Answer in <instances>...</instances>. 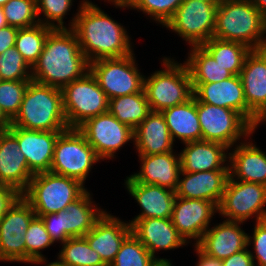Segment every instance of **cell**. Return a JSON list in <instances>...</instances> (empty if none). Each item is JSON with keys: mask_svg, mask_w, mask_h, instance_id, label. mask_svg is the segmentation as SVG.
<instances>
[{"mask_svg": "<svg viewBox=\"0 0 266 266\" xmlns=\"http://www.w3.org/2000/svg\"><path fill=\"white\" fill-rule=\"evenodd\" d=\"M218 4L183 0L164 27L177 33L190 46H201L214 35Z\"/></svg>", "mask_w": 266, "mask_h": 266, "instance_id": "obj_12", "label": "cell"}, {"mask_svg": "<svg viewBox=\"0 0 266 266\" xmlns=\"http://www.w3.org/2000/svg\"><path fill=\"white\" fill-rule=\"evenodd\" d=\"M20 195L14 188L0 184V219Z\"/></svg>", "mask_w": 266, "mask_h": 266, "instance_id": "obj_45", "label": "cell"}, {"mask_svg": "<svg viewBox=\"0 0 266 266\" xmlns=\"http://www.w3.org/2000/svg\"><path fill=\"white\" fill-rule=\"evenodd\" d=\"M8 26L2 7L0 6V29Z\"/></svg>", "mask_w": 266, "mask_h": 266, "instance_id": "obj_55", "label": "cell"}, {"mask_svg": "<svg viewBox=\"0 0 266 266\" xmlns=\"http://www.w3.org/2000/svg\"><path fill=\"white\" fill-rule=\"evenodd\" d=\"M183 176V178H182ZM229 170L181 171L175 194L185 199H200L220 204Z\"/></svg>", "mask_w": 266, "mask_h": 266, "instance_id": "obj_19", "label": "cell"}, {"mask_svg": "<svg viewBox=\"0 0 266 266\" xmlns=\"http://www.w3.org/2000/svg\"><path fill=\"white\" fill-rule=\"evenodd\" d=\"M185 63L192 83L220 82L233 76L202 47L191 46Z\"/></svg>", "mask_w": 266, "mask_h": 266, "instance_id": "obj_31", "label": "cell"}, {"mask_svg": "<svg viewBox=\"0 0 266 266\" xmlns=\"http://www.w3.org/2000/svg\"><path fill=\"white\" fill-rule=\"evenodd\" d=\"M216 212L218 206L211 201L176 196L171 220L187 243L193 239L197 244L210 227L209 224Z\"/></svg>", "mask_w": 266, "mask_h": 266, "instance_id": "obj_15", "label": "cell"}, {"mask_svg": "<svg viewBox=\"0 0 266 266\" xmlns=\"http://www.w3.org/2000/svg\"><path fill=\"white\" fill-rule=\"evenodd\" d=\"M132 233L130 223L105 212L84 236L106 265H110L124 240Z\"/></svg>", "mask_w": 266, "mask_h": 266, "instance_id": "obj_18", "label": "cell"}, {"mask_svg": "<svg viewBox=\"0 0 266 266\" xmlns=\"http://www.w3.org/2000/svg\"><path fill=\"white\" fill-rule=\"evenodd\" d=\"M11 126V121L5 116L0 108V131L7 130Z\"/></svg>", "mask_w": 266, "mask_h": 266, "instance_id": "obj_51", "label": "cell"}, {"mask_svg": "<svg viewBox=\"0 0 266 266\" xmlns=\"http://www.w3.org/2000/svg\"><path fill=\"white\" fill-rule=\"evenodd\" d=\"M265 205L266 185L228 177L218 213L228 221L242 223L255 215L257 222L266 219Z\"/></svg>", "mask_w": 266, "mask_h": 266, "instance_id": "obj_10", "label": "cell"}, {"mask_svg": "<svg viewBox=\"0 0 266 266\" xmlns=\"http://www.w3.org/2000/svg\"><path fill=\"white\" fill-rule=\"evenodd\" d=\"M129 223L132 233L158 262L171 260L156 257V251L174 250L188 244L178 233L171 218L132 219Z\"/></svg>", "mask_w": 266, "mask_h": 266, "instance_id": "obj_16", "label": "cell"}, {"mask_svg": "<svg viewBox=\"0 0 266 266\" xmlns=\"http://www.w3.org/2000/svg\"><path fill=\"white\" fill-rule=\"evenodd\" d=\"M61 91L69 128H78L87 119L108 112L109 99L90 71Z\"/></svg>", "mask_w": 266, "mask_h": 266, "instance_id": "obj_8", "label": "cell"}, {"mask_svg": "<svg viewBox=\"0 0 266 266\" xmlns=\"http://www.w3.org/2000/svg\"><path fill=\"white\" fill-rule=\"evenodd\" d=\"M58 253V260L67 266H105L100 255L93 250L85 237L69 238Z\"/></svg>", "mask_w": 266, "mask_h": 266, "instance_id": "obj_34", "label": "cell"}, {"mask_svg": "<svg viewBox=\"0 0 266 266\" xmlns=\"http://www.w3.org/2000/svg\"><path fill=\"white\" fill-rule=\"evenodd\" d=\"M265 20L250 0H220L213 38L239 42L258 50L263 40Z\"/></svg>", "mask_w": 266, "mask_h": 266, "instance_id": "obj_4", "label": "cell"}, {"mask_svg": "<svg viewBox=\"0 0 266 266\" xmlns=\"http://www.w3.org/2000/svg\"><path fill=\"white\" fill-rule=\"evenodd\" d=\"M33 176L17 139L8 130L0 131V184L22 194Z\"/></svg>", "mask_w": 266, "mask_h": 266, "instance_id": "obj_21", "label": "cell"}, {"mask_svg": "<svg viewBox=\"0 0 266 266\" xmlns=\"http://www.w3.org/2000/svg\"><path fill=\"white\" fill-rule=\"evenodd\" d=\"M89 64L72 29H53L31 68L32 81L62 89L83 77Z\"/></svg>", "mask_w": 266, "mask_h": 266, "instance_id": "obj_2", "label": "cell"}, {"mask_svg": "<svg viewBox=\"0 0 266 266\" xmlns=\"http://www.w3.org/2000/svg\"><path fill=\"white\" fill-rule=\"evenodd\" d=\"M194 98L206 104L232 109L248 120V105L240 75L213 83H192Z\"/></svg>", "mask_w": 266, "mask_h": 266, "instance_id": "obj_20", "label": "cell"}, {"mask_svg": "<svg viewBox=\"0 0 266 266\" xmlns=\"http://www.w3.org/2000/svg\"><path fill=\"white\" fill-rule=\"evenodd\" d=\"M72 2L73 0H38L36 5L39 23L53 29H67L63 19L70 11ZM40 14H43L45 20L39 17Z\"/></svg>", "mask_w": 266, "mask_h": 266, "instance_id": "obj_41", "label": "cell"}, {"mask_svg": "<svg viewBox=\"0 0 266 266\" xmlns=\"http://www.w3.org/2000/svg\"><path fill=\"white\" fill-rule=\"evenodd\" d=\"M36 216L31 205L20 195L0 219V261L26 263L24 236Z\"/></svg>", "mask_w": 266, "mask_h": 266, "instance_id": "obj_13", "label": "cell"}, {"mask_svg": "<svg viewBox=\"0 0 266 266\" xmlns=\"http://www.w3.org/2000/svg\"><path fill=\"white\" fill-rule=\"evenodd\" d=\"M244 96L248 105V121L266 100V55L251 50L240 72Z\"/></svg>", "mask_w": 266, "mask_h": 266, "instance_id": "obj_28", "label": "cell"}, {"mask_svg": "<svg viewBox=\"0 0 266 266\" xmlns=\"http://www.w3.org/2000/svg\"><path fill=\"white\" fill-rule=\"evenodd\" d=\"M78 7L67 29L75 32L89 63L134 53L131 38L123 25L89 0H82Z\"/></svg>", "mask_w": 266, "mask_h": 266, "instance_id": "obj_1", "label": "cell"}, {"mask_svg": "<svg viewBox=\"0 0 266 266\" xmlns=\"http://www.w3.org/2000/svg\"><path fill=\"white\" fill-rule=\"evenodd\" d=\"M194 246L195 252L198 255V263L196 266H223L221 260L208 256L196 244Z\"/></svg>", "mask_w": 266, "mask_h": 266, "instance_id": "obj_49", "label": "cell"}, {"mask_svg": "<svg viewBox=\"0 0 266 266\" xmlns=\"http://www.w3.org/2000/svg\"><path fill=\"white\" fill-rule=\"evenodd\" d=\"M166 120L171 138L181 140L182 144L202 140L196 99L192 96L188 101L164 109L161 112Z\"/></svg>", "mask_w": 266, "mask_h": 266, "instance_id": "obj_30", "label": "cell"}, {"mask_svg": "<svg viewBox=\"0 0 266 266\" xmlns=\"http://www.w3.org/2000/svg\"><path fill=\"white\" fill-rule=\"evenodd\" d=\"M9 0H0V6L2 7L5 5Z\"/></svg>", "mask_w": 266, "mask_h": 266, "instance_id": "obj_58", "label": "cell"}, {"mask_svg": "<svg viewBox=\"0 0 266 266\" xmlns=\"http://www.w3.org/2000/svg\"><path fill=\"white\" fill-rule=\"evenodd\" d=\"M7 130L17 139L28 168L34 174L50 171L55 143L63 131H37L16 126Z\"/></svg>", "mask_w": 266, "mask_h": 266, "instance_id": "obj_17", "label": "cell"}, {"mask_svg": "<svg viewBox=\"0 0 266 266\" xmlns=\"http://www.w3.org/2000/svg\"><path fill=\"white\" fill-rule=\"evenodd\" d=\"M134 55L104 58L89 64V71L109 100L143 91L145 76L139 72Z\"/></svg>", "mask_w": 266, "mask_h": 266, "instance_id": "obj_9", "label": "cell"}, {"mask_svg": "<svg viewBox=\"0 0 266 266\" xmlns=\"http://www.w3.org/2000/svg\"><path fill=\"white\" fill-rule=\"evenodd\" d=\"M266 20H265V25H264V35H263V40L261 43V46L259 48V50L266 55Z\"/></svg>", "mask_w": 266, "mask_h": 266, "instance_id": "obj_54", "label": "cell"}, {"mask_svg": "<svg viewBox=\"0 0 266 266\" xmlns=\"http://www.w3.org/2000/svg\"><path fill=\"white\" fill-rule=\"evenodd\" d=\"M53 243L59 241L63 244L69 239L62 229L61 211L40 216Z\"/></svg>", "mask_w": 266, "mask_h": 266, "instance_id": "obj_44", "label": "cell"}, {"mask_svg": "<svg viewBox=\"0 0 266 266\" xmlns=\"http://www.w3.org/2000/svg\"><path fill=\"white\" fill-rule=\"evenodd\" d=\"M31 264H37V265L38 264H41V265L42 264H45L46 266H67V265L63 264L62 262H60L59 260H56L54 262L48 263L47 260H46V258L35 260Z\"/></svg>", "mask_w": 266, "mask_h": 266, "instance_id": "obj_53", "label": "cell"}, {"mask_svg": "<svg viewBox=\"0 0 266 266\" xmlns=\"http://www.w3.org/2000/svg\"><path fill=\"white\" fill-rule=\"evenodd\" d=\"M266 123V100L265 102L253 113L249 121L250 133L253 134L260 123Z\"/></svg>", "mask_w": 266, "mask_h": 266, "instance_id": "obj_48", "label": "cell"}, {"mask_svg": "<svg viewBox=\"0 0 266 266\" xmlns=\"http://www.w3.org/2000/svg\"><path fill=\"white\" fill-rule=\"evenodd\" d=\"M173 152L138 155L141 161L140 171L130 177L135 182L155 184L175 191L178 186L181 163L180 154Z\"/></svg>", "mask_w": 266, "mask_h": 266, "instance_id": "obj_24", "label": "cell"}, {"mask_svg": "<svg viewBox=\"0 0 266 266\" xmlns=\"http://www.w3.org/2000/svg\"><path fill=\"white\" fill-rule=\"evenodd\" d=\"M245 141V142H244ZM235 144L229 155V177L234 180L266 185V152L245 139Z\"/></svg>", "mask_w": 266, "mask_h": 266, "instance_id": "obj_26", "label": "cell"}, {"mask_svg": "<svg viewBox=\"0 0 266 266\" xmlns=\"http://www.w3.org/2000/svg\"><path fill=\"white\" fill-rule=\"evenodd\" d=\"M124 184L142 211L134 219L171 218L175 191L155 184L135 182L130 175Z\"/></svg>", "mask_w": 266, "mask_h": 266, "instance_id": "obj_23", "label": "cell"}, {"mask_svg": "<svg viewBox=\"0 0 266 266\" xmlns=\"http://www.w3.org/2000/svg\"><path fill=\"white\" fill-rule=\"evenodd\" d=\"M30 81H0V108L12 121L20 110V106Z\"/></svg>", "mask_w": 266, "mask_h": 266, "instance_id": "obj_40", "label": "cell"}, {"mask_svg": "<svg viewBox=\"0 0 266 266\" xmlns=\"http://www.w3.org/2000/svg\"><path fill=\"white\" fill-rule=\"evenodd\" d=\"M154 266H173L171 262H157Z\"/></svg>", "mask_w": 266, "mask_h": 266, "instance_id": "obj_56", "label": "cell"}, {"mask_svg": "<svg viewBox=\"0 0 266 266\" xmlns=\"http://www.w3.org/2000/svg\"><path fill=\"white\" fill-rule=\"evenodd\" d=\"M108 112L120 123L135 129L151 112L144 90L130 95L111 98Z\"/></svg>", "mask_w": 266, "mask_h": 266, "instance_id": "obj_32", "label": "cell"}, {"mask_svg": "<svg viewBox=\"0 0 266 266\" xmlns=\"http://www.w3.org/2000/svg\"><path fill=\"white\" fill-rule=\"evenodd\" d=\"M193 1H201V2H220V0H193Z\"/></svg>", "mask_w": 266, "mask_h": 266, "instance_id": "obj_57", "label": "cell"}, {"mask_svg": "<svg viewBox=\"0 0 266 266\" xmlns=\"http://www.w3.org/2000/svg\"><path fill=\"white\" fill-rule=\"evenodd\" d=\"M183 0H136L130 9L142 11L163 26L172 18Z\"/></svg>", "mask_w": 266, "mask_h": 266, "instance_id": "obj_42", "label": "cell"}, {"mask_svg": "<svg viewBox=\"0 0 266 266\" xmlns=\"http://www.w3.org/2000/svg\"><path fill=\"white\" fill-rule=\"evenodd\" d=\"M108 3H112L116 8H130L136 0H107ZM106 2V0H105Z\"/></svg>", "mask_w": 266, "mask_h": 266, "instance_id": "obj_50", "label": "cell"}, {"mask_svg": "<svg viewBox=\"0 0 266 266\" xmlns=\"http://www.w3.org/2000/svg\"><path fill=\"white\" fill-rule=\"evenodd\" d=\"M2 9L8 26L22 29L39 24L35 0H9Z\"/></svg>", "mask_w": 266, "mask_h": 266, "instance_id": "obj_37", "label": "cell"}, {"mask_svg": "<svg viewBox=\"0 0 266 266\" xmlns=\"http://www.w3.org/2000/svg\"><path fill=\"white\" fill-rule=\"evenodd\" d=\"M162 62V70L144 78L143 90L153 112H162L193 96L191 75L186 63H178L168 57H164Z\"/></svg>", "mask_w": 266, "mask_h": 266, "instance_id": "obj_6", "label": "cell"}, {"mask_svg": "<svg viewBox=\"0 0 266 266\" xmlns=\"http://www.w3.org/2000/svg\"><path fill=\"white\" fill-rule=\"evenodd\" d=\"M201 46L232 75H240L245 59L252 50L242 43L213 37Z\"/></svg>", "mask_w": 266, "mask_h": 266, "instance_id": "obj_33", "label": "cell"}, {"mask_svg": "<svg viewBox=\"0 0 266 266\" xmlns=\"http://www.w3.org/2000/svg\"><path fill=\"white\" fill-rule=\"evenodd\" d=\"M241 224L224 220L208 228L196 245L208 256L219 260L228 258L248 247V234L241 229Z\"/></svg>", "mask_w": 266, "mask_h": 266, "instance_id": "obj_22", "label": "cell"}, {"mask_svg": "<svg viewBox=\"0 0 266 266\" xmlns=\"http://www.w3.org/2000/svg\"><path fill=\"white\" fill-rule=\"evenodd\" d=\"M86 191L80 181L47 171L34 174L21 196L40 217L64 211Z\"/></svg>", "mask_w": 266, "mask_h": 266, "instance_id": "obj_5", "label": "cell"}, {"mask_svg": "<svg viewBox=\"0 0 266 266\" xmlns=\"http://www.w3.org/2000/svg\"><path fill=\"white\" fill-rule=\"evenodd\" d=\"M77 129L103 161L112 160L125 143L134 140V130L120 123L109 112L87 119Z\"/></svg>", "mask_w": 266, "mask_h": 266, "instance_id": "obj_14", "label": "cell"}, {"mask_svg": "<svg viewBox=\"0 0 266 266\" xmlns=\"http://www.w3.org/2000/svg\"><path fill=\"white\" fill-rule=\"evenodd\" d=\"M91 196L87 190L79 199L61 211L62 229L69 238L84 237L106 212L93 203Z\"/></svg>", "mask_w": 266, "mask_h": 266, "instance_id": "obj_29", "label": "cell"}, {"mask_svg": "<svg viewBox=\"0 0 266 266\" xmlns=\"http://www.w3.org/2000/svg\"><path fill=\"white\" fill-rule=\"evenodd\" d=\"M135 148L138 155H155L174 151L164 115L151 111L146 119L134 129Z\"/></svg>", "mask_w": 266, "mask_h": 266, "instance_id": "obj_27", "label": "cell"}, {"mask_svg": "<svg viewBox=\"0 0 266 266\" xmlns=\"http://www.w3.org/2000/svg\"><path fill=\"white\" fill-rule=\"evenodd\" d=\"M0 79L9 81L32 80L31 67L15 46L0 54Z\"/></svg>", "mask_w": 266, "mask_h": 266, "instance_id": "obj_39", "label": "cell"}, {"mask_svg": "<svg viewBox=\"0 0 266 266\" xmlns=\"http://www.w3.org/2000/svg\"><path fill=\"white\" fill-rule=\"evenodd\" d=\"M26 245V263H32L35 260L45 258L40 250L53 245V241L48 234L41 217L35 216L24 236Z\"/></svg>", "mask_w": 266, "mask_h": 266, "instance_id": "obj_38", "label": "cell"}, {"mask_svg": "<svg viewBox=\"0 0 266 266\" xmlns=\"http://www.w3.org/2000/svg\"><path fill=\"white\" fill-rule=\"evenodd\" d=\"M101 159L77 128L63 131L55 143L50 172L70 177L85 185L93 164Z\"/></svg>", "mask_w": 266, "mask_h": 266, "instance_id": "obj_7", "label": "cell"}, {"mask_svg": "<svg viewBox=\"0 0 266 266\" xmlns=\"http://www.w3.org/2000/svg\"><path fill=\"white\" fill-rule=\"evenodd\" d=\"M266 19V0H250Z\"/></svg>", "mask_w": 266, "mask_h": 266, "instance_id": "obj_52", "label": "cell"}, {"mask_svg": "<svg viewBox=\"0 0 266 266\" xmlns=\"http://www.w3.org/2000/svg\"><path fill=\"white\" fill-rule=\"evenodd\" d=\"M253 229L252 236L248 234L247 240L248 246L253 244L254 252L250 250V254L255 266H266V219L257 221Z\"/></svg>", "mask_w": 266, "mask_h": 266, "instance_id": "obj_43", "label": "cell"}, {"mask_svg": "<svg viewBox=\"0 0 266 266\" xmlns=\"http://www.w3.org/2000/svg\"><path fill=\"white\" fill-rule=\"evenodd\" d=\"M52 30L53 28L40 23L29 28L18 29L15 48L31 68L42 53L46 38Z\"/></svg>", "mask_w": 266, "mask_h": 266, "instance_id": "obj_35", "label": "cell"}, {"mask_svg": "<svg viewBox=\"0 0 266 266\" xmlns=\"http://www.w3.org/2000/svg\"><path fill=\"white\" fill-rule=\"evenodd\" d=\"M196 109L202 140L221 143L231 150L240 138L248 140L251 136L249 121L237 111L197 100Z\"/></svg>", "mask_w": 266, "mask_h": 266, "instance_id": "obj_11", "label": "cell"}, {"mask_svg": "<svg viewBox=\"0 0 266 266\" xmlns=\"http://www.w3.org/2000/svg\"><path fill=\"white\" fill-rule=\"evenodd\" d=\"M158 261L131 233L122 243L110 266H154Z\"/></svg>", "mask_w": 266, "mask_h": 266, "instance_id": "obj_36", "label": "cell"}, {"mask_svg": "<svg viewBox=\"0 0 266 266\" xmlns=\"http://www.w3.org/2000/svg\"><path fill=\"white\" fill-rule=\"evenodd\" d=\"M221 261L223 266H255L250 250L247 248Z\"/></svg>", "mask_w": 266, "mask_h": 266, "instance_id": "obj_46", "label": "cell"}, {"mask_svg": "<svg viewBox=\"0 0 266 266\" xmlns=\"http://www.w3.org/2000/svg\"><path fill=\"white\" fill-rule=\"evenodd\" d=\"M181 150V171L200 172L211 170H229V148L217 142L198 140L184 143ZM226 152V153H225Z\"/></svg>", "mask_w": 266, "mask_h": 266, "instance_id": "obj_25", "label": "cell"}, {"mask_svg": "<svg viewBox=\"0 0 266 266\" xmlns=\"http://www.w3.org/2000/svg\"><path fill=\"white\" fill-rule=\"evenodd\" d=\"M17 33L18 28L13 26H6L0 29V54L15 46Z\"/></svg>", "mask_w": 266, "mask_h": 266, "instance_id": "obj_47", "label": "cell"}, {"mask_svg": "<svg viewBox=\"0 0 266 266\" xmlns=\"http://www.w3.org/2000/svg\"><path fill=\"white\" fill-rule=\"evenodd\" d=\"M11 126L37 131L69 129L61 89L30 81Z\"/></svg>", "mask_w": 266, "mask_h": 266, "instance_id": "obj_3", "label": "cell"}]
</instances>
